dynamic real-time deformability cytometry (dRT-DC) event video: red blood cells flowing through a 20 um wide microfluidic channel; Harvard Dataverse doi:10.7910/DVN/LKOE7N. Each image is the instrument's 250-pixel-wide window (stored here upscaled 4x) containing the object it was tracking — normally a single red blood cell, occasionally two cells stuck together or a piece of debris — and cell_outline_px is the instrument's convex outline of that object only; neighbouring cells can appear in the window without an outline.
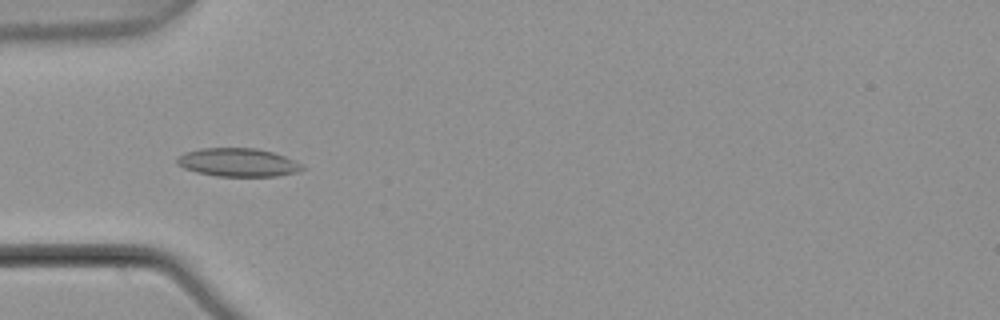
{"species": "common noctule bat (a hibernating species)", "species_latin": "Nyctalus noctula", "temperature_condition": "warm", "stored_images_in_passage": 7, "camera_frame_rate_fps": 3000, "um_per_image_px": 0.085, "animal": {"sex": "male", "body_mass_g": 21.5, "forearm_length_mm": 52.0}, "frame": {"image": 1, "passage_image": 5, "time_ms": 1.333, "image_size_px": [1000, 320], "cell_outline_px": [[304, 168], [296, 172], [276, 176], [216, 176], [196, 172], [184, 168], [176, 164], [176, 160], [184, 152], [200, 148], [256, 148], [272, 152], [284, 156], [304, 164]], "centroid_in_image_um": [20.21, 13.8], "position_along_channel_um": 64.8, "area_um2": 20.69}}
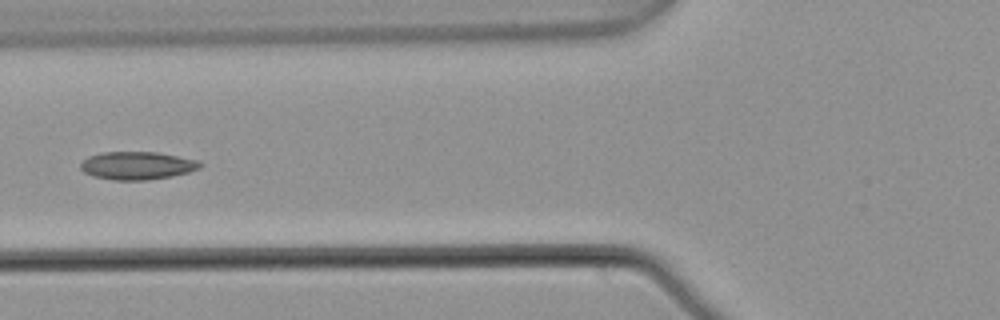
{"frame": {"image": 2, "passage_image": 6, "time_ms": 1.667, "image_size_px": [1000, 320], "cell_outline_px": [[204, 164], [200, 168], [188, 172], [172, 176], [144, 180], [112, 180], [92, 176], [84, 172], [80, 168], [80, 164], [88, 156], [104, 152], [156, 152], [200, 160]], "centroid_in_image_um": [11.68, 14.07], "position_along_channel_um": 114.1, "area_um2": 19.54}}
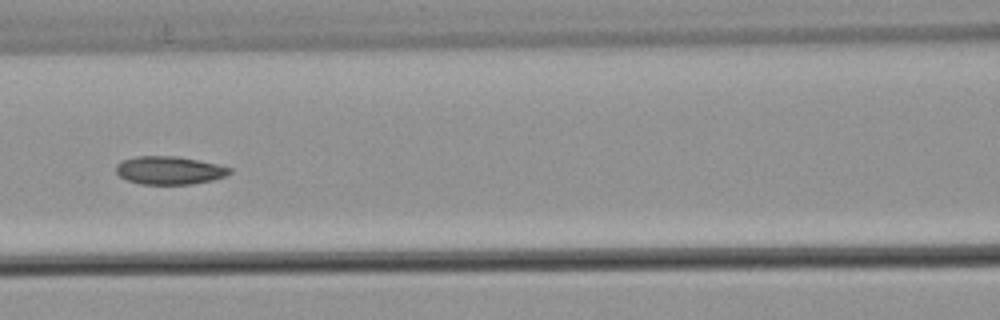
{"frame": {"image": 3, "passage_image": 7, "time_ms": 2.0, "image_size_px": [1000, 320], "cell_outline_px": [[232, 172], [224, 176], [212, 180], [192, 184], [140, 184], [128, 180], [120, 176], [116, 172], [116, 164], [124, 160], [136, 156], [176, 156], [216, 164], [232, 168]], "centroid_in_image_um": [14.39, 14.48], "position_along_channel_um": 152.2, "area_um2": 18.44}}